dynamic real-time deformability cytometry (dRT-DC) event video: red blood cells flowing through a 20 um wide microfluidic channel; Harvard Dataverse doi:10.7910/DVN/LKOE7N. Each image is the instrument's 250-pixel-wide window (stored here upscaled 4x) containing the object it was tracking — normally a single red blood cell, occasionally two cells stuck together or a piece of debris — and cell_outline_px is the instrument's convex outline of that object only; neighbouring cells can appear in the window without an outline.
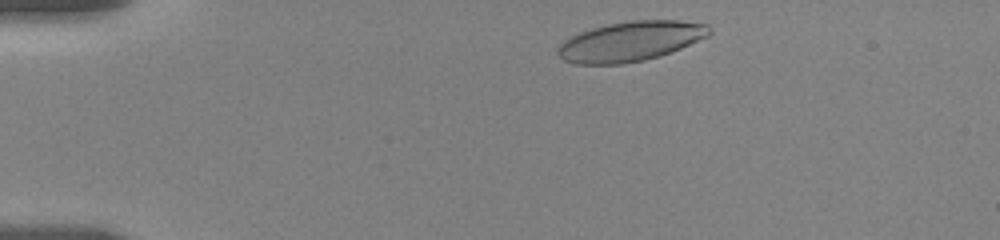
{"species": "human", "species_latin": "Homo sapiens", "temperature_condition": "room temperature", "stored_images_in_passage": 52, "camera_frame_rate_fps": 3000, "um_per_image_px": 0.085, "donor": {"sex": "female"}, "frame": {"image": 1, "passage_image": 3, "time_ms": 0.667, "image_size_px": [1000, 240], "cell_outline_px": [[712, 32], [708, 36], [680, 48], [660, 56], [644, 60], [620, 64], [576, 64], [564, 60], [556, 52], [556, 48], [564, 40], [580, 32], [592, 28], [608, 24], [632, 20], [680, 20], [708, 24]], "centroid_in_image_um": [53.59, 3.51], "position_along_channel_um": 31.4, "area_um2": 35.08}}
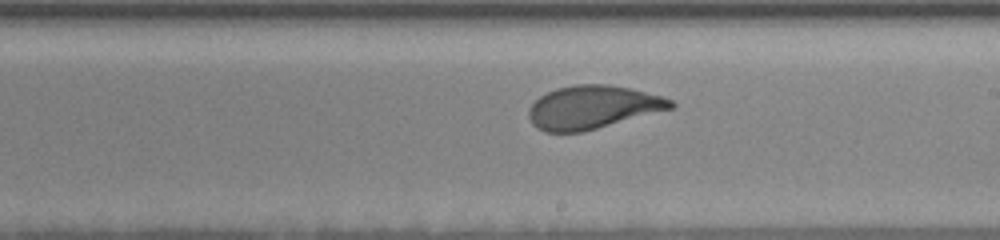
{"frame": {"image": 2, "passage_image": 28, "time_ms": 8.333, "image_size_px": [1000, 240], "cell_outline_px": [[676, 104], [672, 108], [596, 128], [580, 132], [544, 132], [536, 128], [532, 124], [528, 116], [528, 108], [540, 96], [556, 88], [576, 84], [608, 84], [628, 88], [664, 96], [672, 100]], "centroid_in_image_um": [50.34, 9.11], "position_along_channel_um": 238.7, "area_um2": 35.55}}
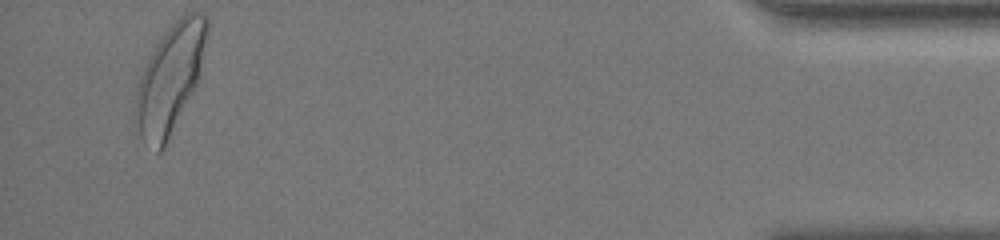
{"frame": {"image": 3, "passage_image": 50, "time_ms": 15.333, "image_size_px": [1000, 240], "cell_outline_px": [[208, 32], [196, 84], [164, 148], [160, 152], [156, 152], [144, 144], [140, 136], [136, 100], [136, 92], [140, 76], [152, 52], [168, 28], [180, 16], [188, 12], [196, 12], [208, 16]], "centroid_in_image_um": [14.47, 6.68], "position_along_channel_um": 420.7, "area_um2": 43.64}, "authors_computed_cell_mechanics": {"area_um2": 36.2984, "velocity_mm_per_s": 3.5398, "shape_relaxation_time_tau1_ms": 3.4092, "shape_relaxation_time_tau2_ms": 0.9684, "deformation_change_tau1": 0.1594, "deformation_change_tau2": 0.0689}}